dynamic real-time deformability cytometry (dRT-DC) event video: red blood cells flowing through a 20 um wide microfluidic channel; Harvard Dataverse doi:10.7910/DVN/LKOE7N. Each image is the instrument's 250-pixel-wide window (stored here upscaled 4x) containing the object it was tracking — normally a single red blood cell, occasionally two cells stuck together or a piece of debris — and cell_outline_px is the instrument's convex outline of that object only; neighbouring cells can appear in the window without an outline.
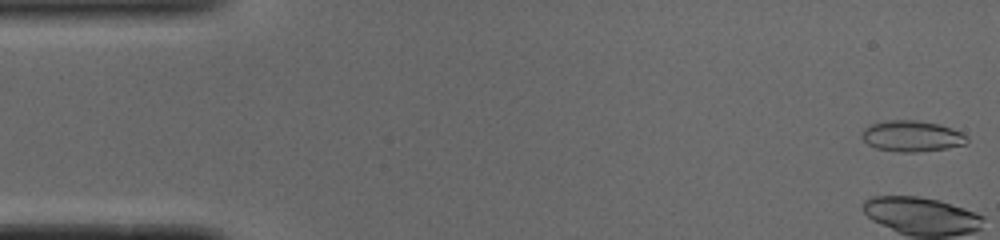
{"species": "common noctule bat (a hibernating species)", "species_latin": "Nyctalus noctula", "temperature_condition": "cold", "stored_images_in_passage": 51, "camera_frame_rate_fps": 3000, "um_per_image_px": 0.085, "animal": {"sex": "male", "body_mass_g": 19.0, "forearm_length_mm": 50.8}, "frame": {"image": 1, "passage_image": 1, "time_ms": 0.0, "image_size_px": [1000, 240], "cell_outline_px": [[968, 140], [964, 144], [948, 148], [916, 152], [900, 152], [876, 148], [868, 144], [860, 136], [864, 128], [872, 124], [888, 120], [916, 120], [940, 124], [952, 128], [968, 136]], "centroid_in_image_um": [77.51, 11.57], "position_along_channel_um": 7.5, "area_um2": 18.96}}